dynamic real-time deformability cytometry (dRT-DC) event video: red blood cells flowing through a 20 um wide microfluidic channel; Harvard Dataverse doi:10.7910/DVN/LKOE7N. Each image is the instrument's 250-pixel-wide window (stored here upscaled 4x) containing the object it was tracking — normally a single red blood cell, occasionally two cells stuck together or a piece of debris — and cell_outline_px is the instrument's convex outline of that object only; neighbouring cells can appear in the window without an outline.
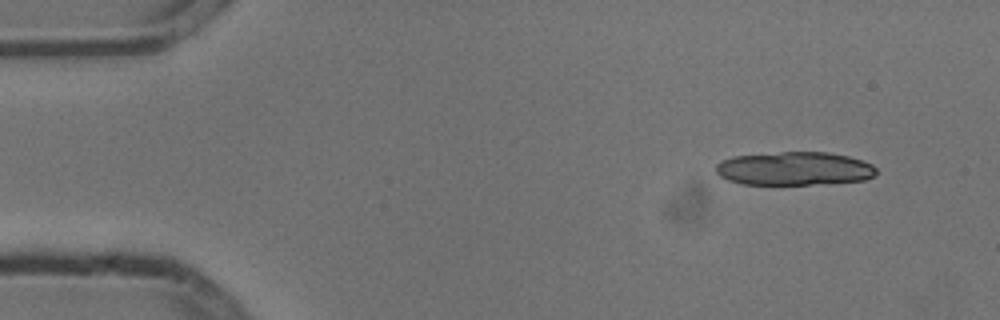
{"species": "common noctule bat (a hibernating species)", "species_latin": "Nyctalus noctula", "temperature_condition": "cold", "stored_images_in_passage": 5, "segment_of_instrument_passage": [1, 2], "camera_frame_rate_fps": 3000, "um_per_image_px": 0.085, "animal": {"sex": "male", "body_mass_g": 13.3}, "frame": {"image": 1, "passage_image": 1, "time_ms": 0.0, "image_size_px": [1000, 320], "cell_outline_px": [[876, 172], [872, 176], [864, 180], [808, 184], [744, 184], [728, 180], [720, 176], [716, 172], [716, 164], [720, 160], [732, 156], [780, 152], [828, 152], [848, 156], [872, 164], [876, 168]], "centroid_in_image_um": [67.47, 14.32], "position_along_channel_um": 17.5, "area_um2": 31.1}}